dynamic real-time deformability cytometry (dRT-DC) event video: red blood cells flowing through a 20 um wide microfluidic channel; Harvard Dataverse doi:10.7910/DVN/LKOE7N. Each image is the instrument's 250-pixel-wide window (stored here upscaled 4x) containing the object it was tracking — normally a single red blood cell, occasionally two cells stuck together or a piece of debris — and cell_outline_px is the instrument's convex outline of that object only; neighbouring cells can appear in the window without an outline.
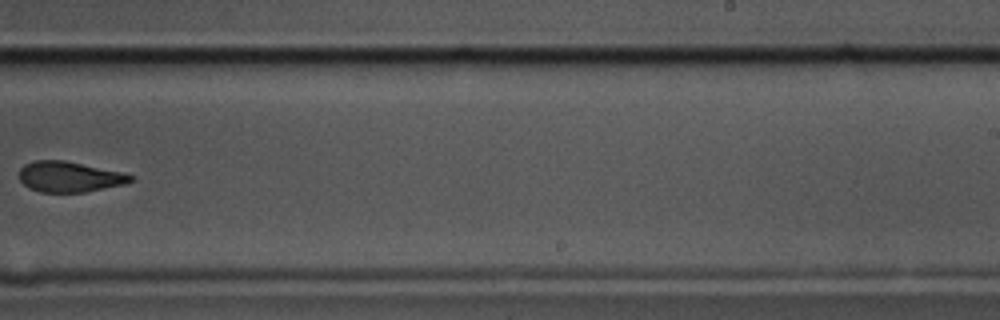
{"species": "common noctule bat (a hibernating species)", "species_latin": "Nyctalus noctula", "temperature_condition": "cold", "stored_images_in_passage": 11, "camera_frame_rate_fps": 3000, "um_per_image_px": 0.085, "animal": {"sex": "male", "body_mass_g": 17.5, "forearm_length_mm": 52.3}, "frame": {"image": 1, "passage_image": 10, "time_ms": 3.0, "image_size_px": [1000, 320], "cell_outline_px": [[136, 176], [132, 180], [124, 184], [84, 192], [40, 192], [28, 188], [20, 180], [20, 168], [24, 164], [36, 160], [64, 160], [120, 172]], "centroid_in_image_um": [5.87, 15.03], "position_along_channel_um": 283.1, "area_um2": 19.65}}